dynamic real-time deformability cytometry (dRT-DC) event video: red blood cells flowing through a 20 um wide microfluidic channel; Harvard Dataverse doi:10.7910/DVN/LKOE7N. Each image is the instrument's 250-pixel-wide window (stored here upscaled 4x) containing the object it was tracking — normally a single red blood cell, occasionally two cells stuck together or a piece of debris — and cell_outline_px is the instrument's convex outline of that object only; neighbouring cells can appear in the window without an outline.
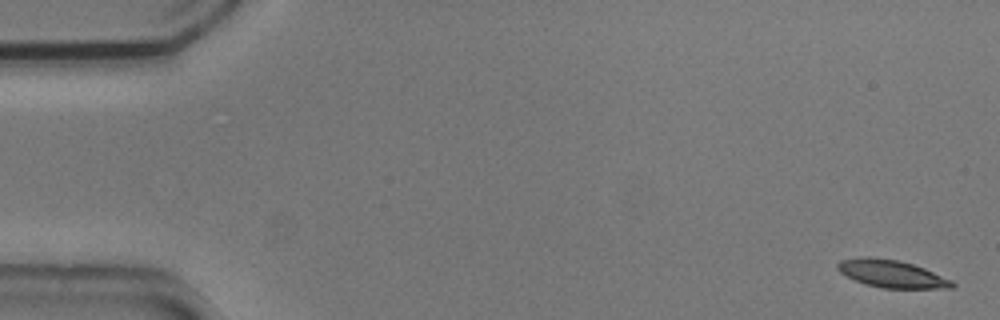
{"species": "common noctule bat (a hibernating species)", "species_latin": "Nyctalus noctula", "temperature_condition": "cold", "stored_images_in_passage": 5, "camera_frame_rate_fps": 3000, "um_per_image_px": 0.085, "animal": {"sex": "male", "body_mass_g": 20.5, "forearm_length_mm": 52.5}, "frame": {"image": 1, "passage_image": 1, "time_ms": 0.0, "image_size_px": [1000, 320], "cell_outline_px": [[956, 284], [952, 288], [884, 288], [868, 284], [856, 280], [840, 272], [836, 268], [836, 264], [840, 260], [860, 256], [872, 256], [900, 260], [924, 268], [952, 280]], "centroid_in_image_um": [75.78, 23.24], "position_along_channel_um": 9.2, "area_um2": 18.38}}